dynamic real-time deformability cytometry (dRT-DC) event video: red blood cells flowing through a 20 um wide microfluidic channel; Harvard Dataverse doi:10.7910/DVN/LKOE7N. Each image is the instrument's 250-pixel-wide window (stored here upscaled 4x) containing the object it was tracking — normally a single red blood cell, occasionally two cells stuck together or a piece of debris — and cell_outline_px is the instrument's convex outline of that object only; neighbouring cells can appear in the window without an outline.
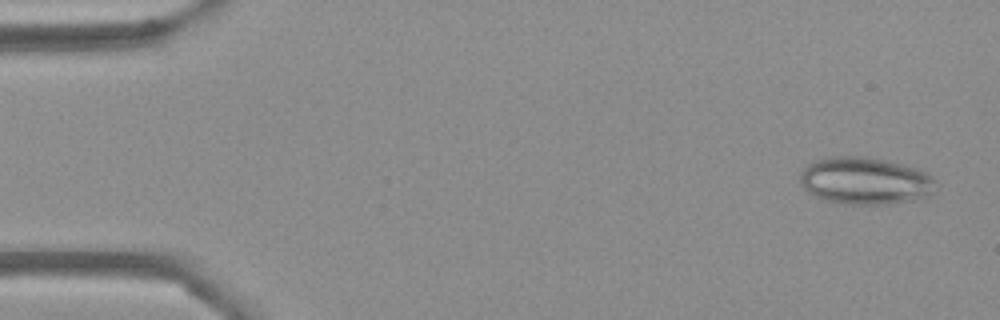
{"species": "Egyptian fruit bat (a non-hibernating species)", "species_latin": "Rousettus aegyptiacus", "temperature_condition": "cold", "stored_images_in_passage": 54, "camera_frame_rate_fps": 3000, "um_per_image_px": 0.085, "frame": {"image": 1, "passage_image": 3, "time_ms": 0.667, "image_size_px": [1000, 320], "cell_outline_px": [[936, 180], [932, 192], [928, 196], [912, 200], [888, 204], [848, 204], [828, 200], [816, 196], [808, 192], [800, 184], [800, 172], [808, 164], [816, 160], [832, 156], [864, 156], [884, 160], [916, 168], [928, 172]], "centroid_in_image_um": [73.53, 15.36], "position_along_channel_um": 11.5, "area_um2": 37.22}}
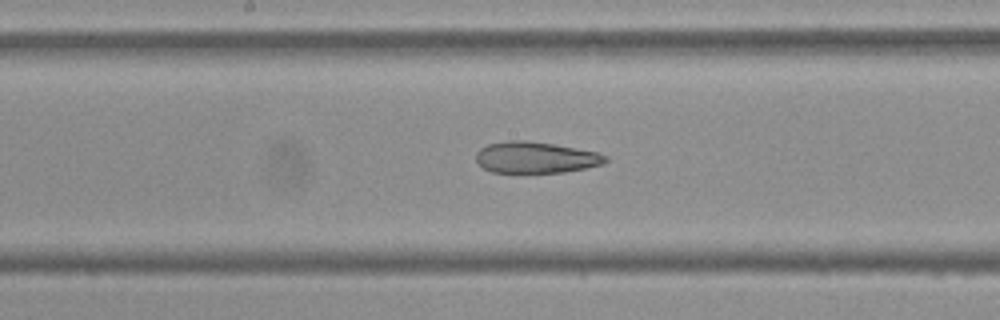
{"frame": {"image": 2, "passage_image": 28, "time_ms": 9.0, "image_size_px": [1000, 320], "cell_outline_px": [[608, 160], [604, 164], [564, 172], [492, 172], [484, 168], [476, 160], [476, 152], [480, 148], [488, 144], [508, 140], [528, 140], [552, 144], [596, 152], [608, 156]], "centroid_in_image_um": [45.52, 13.38], "position_along_channel_um": 202.7, "area_um2": 23.47}}
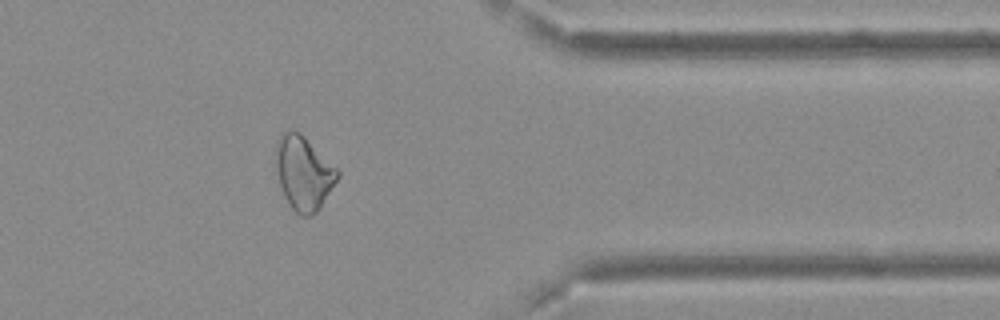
{"frame": {"image": 3, "passage_image": 44, "time_ms": 14.333, "image_size_px": [1000, 320], "cell_outline_px": [[340, 176], [320, 208], [312, 216], [300, 216], [288, 204], [284, 196], [276, 172], [276, 140], [280, 132], [300, 132], [340, 172]], "centroid_in_image_um": [25.8, 14.73], "position_along_channel_um": 385.6, "area_um2": 26.41}, "authors_computed_cell_mechanics": {"area_um2": 28.033, "velocity_mm_per_s": 3.7278, "shape_relaxation_time_tau1_ms": null, "shape_relaxation_time_tau2_ms": 5.7878, "deformation_change_tau1": null, "deformation_change_tau2": 0.1576}}